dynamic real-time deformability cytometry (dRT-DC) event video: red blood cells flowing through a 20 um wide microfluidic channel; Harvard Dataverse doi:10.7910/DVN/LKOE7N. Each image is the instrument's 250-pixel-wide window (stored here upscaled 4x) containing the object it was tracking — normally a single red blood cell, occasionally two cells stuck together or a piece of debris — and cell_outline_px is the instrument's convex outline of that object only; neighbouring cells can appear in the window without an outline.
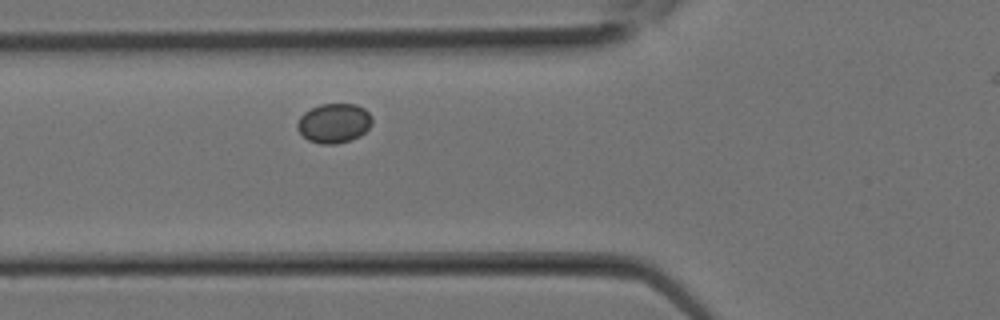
{"species": "Egyptian fruit bat (a non-hibernating species)", "species_latin": "Rousettus aegyptiacus", "temperature_condition": "room temperature", "stored_images_in_passage": 19, "camera_frame_rate_fps": 3000, "um_per_image_px": 0.085, "animal": {"sex": "female"}, "frame": {"image": 1, "passage_image": 4, "time_ms": 1.0, "image_size_px": [1000, 320], "cell_outline_px": [[372, 124], [360, 136], [336, 144], [320, 144], [308, 140], [296, 128], [296, 124], [300, 116], [304, 112], [320, 104], [356, 104], [364, 108], [372, 116]], "centroid_in_image_um": [28.38, 10.46], "position_along_channel_um": 97.4, "area_um2": 17.22}}
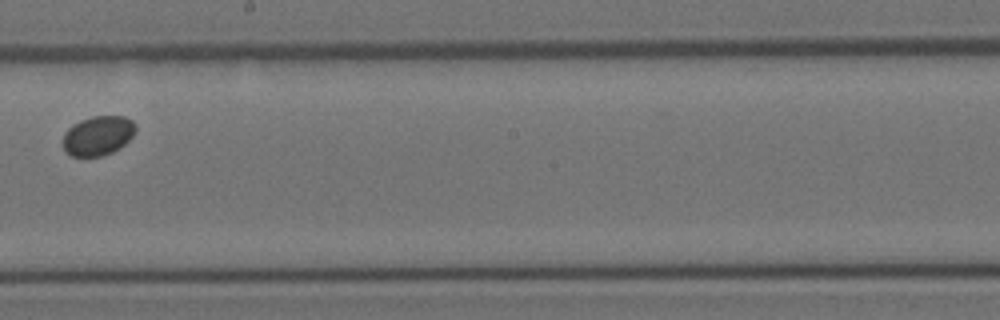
{"frame": {"image": 2, "passage_image": 10, "time_ms": 3.0, "image_size_px": [1000, 320], "cell_outline_px": [[136, 132], [120, 148], [112, 152], [100, 156], [72, 156], [64, 152], [64, 132], [72, 124], [80, 120], [92, 116], [124, 116], [132, 120], [136, 124]], "centroid_in_image_um": [8.33, 11.52], "position_along_channel_um": 239.9, "area_um2": 16.82}}
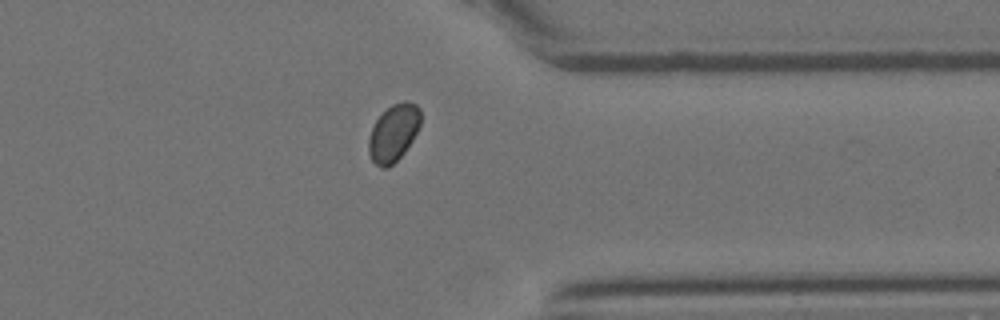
{"frame": {"image": 3, "passage_image": 16, "time_ms": 5.0, "image_size_px": [1000, 320], "cell_outline_px": [[420, 124], [412, 140], [404, 152], [388, 168], [384, 168], [376, 164], [372, 160], [368, 152], [368, 140], [372, 128], [376, 120], [392, 104], [404, 100], [408, 100], [416, 104], [420, 108]], "centroid_in_image_um": [33.45, 11.28], "position_along_channel_um": 378.0, "area_um2": 17.11}}